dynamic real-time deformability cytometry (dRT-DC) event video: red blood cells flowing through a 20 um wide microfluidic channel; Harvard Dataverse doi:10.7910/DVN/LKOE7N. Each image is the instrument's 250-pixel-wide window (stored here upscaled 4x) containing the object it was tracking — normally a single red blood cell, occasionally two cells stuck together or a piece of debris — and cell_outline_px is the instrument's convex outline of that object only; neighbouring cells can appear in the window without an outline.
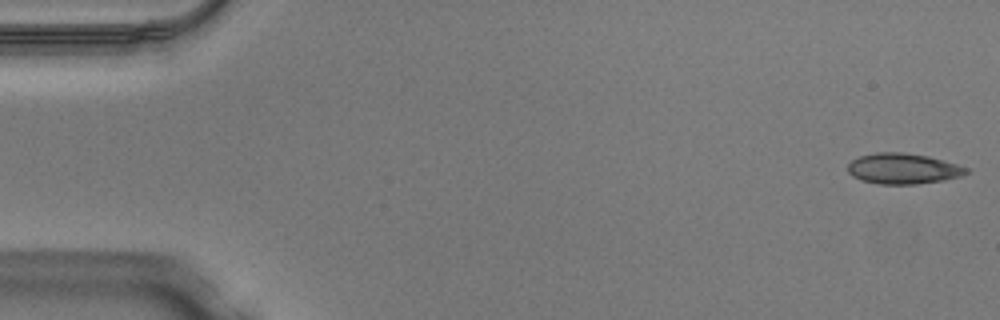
{"species": "Egyptian fruit bat (a non-hibernating species)", "species_latin": "Rousettus aegyptiacus", "temperature_condition": "warm", "stored_images_in_passage": 49, "camera_frame_rate_fps": 3000, "um_per_image_px": 0.085, "animal": {"sex": "male"}, "frame": {"image": 1, "passage_image": 1, "time_ms": 0.0, "image_size_px": [1000, 320], "cell_outline_px": [[968, 172], [960, 176], [944, 180], [916, 184], [880, 184], [860, 180], [852, 176], [848, 172], [848, 164], [852, 160], [860, 156], [876, 152], [904, 152], [928, 156], [956, 164], [968, 168]], "centroid_in_image_um": [76.73, 14.33], "position_along_channel_um": 8.3, "area_um2": 21.1}}
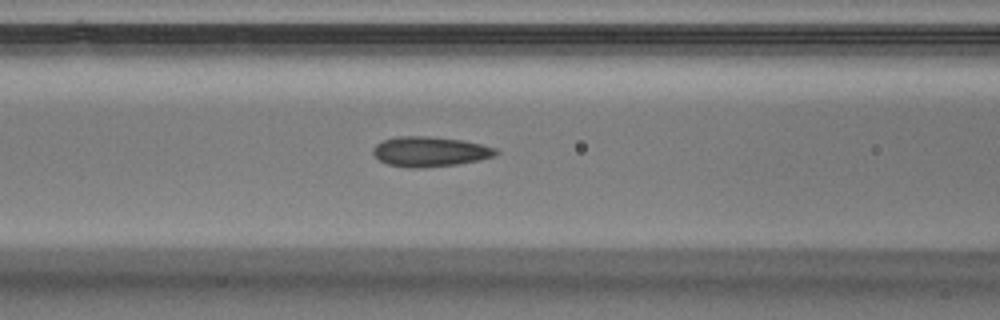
{"frame": {"image": 2, "passage_image": 20, "time_ms": 6.333, "image_size_px": [1000, 320], "cell_outline_px": [[500, 152], [496, 156], [480, 160], [456, 164], [424, 168], [408, 168], [388, 164], [380, 160], [372, 152], [372, 148], [376, 144], [384, 140], [396, 136], [428, 136], [464, 140], [496, 148]], "centroid_in_image_um": [36.56, 12.88], "position_along_channel_um": 130.0, "area_um2": 21.62}}
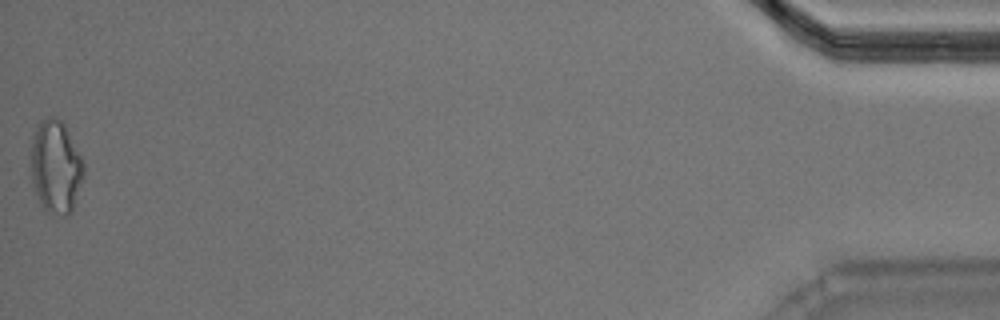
{"frame": {"image": 3, "passage_image": 49, "time_ms": 16.0, "image_size_px": [1000, 320], "cell_outline_px": [[84, 176], [72, 212], [68, 216], [64, 216], [48, 212], [44, 208], [32, 184], [32, 136], [36, 124], [40, 120], [48, 116], [56, 116], [64, 124], [84, 164]], "centroid_in_image_um": [4.74, 14.17], "position_along_channel_um": 430.5, "area_um2": 28.5}, "authors_computed_cell_mechanics": {"area_um2": 21.097, "velocity_mm_per_s": 4.0965, "shape_relaxation_time_tau1_ms": 5.2693, "shape_relaxation_time_tau2_ms": 1.9521, "deformation_change_tau1": 0.1336, "deformation_change_tau2": 0.0872}}